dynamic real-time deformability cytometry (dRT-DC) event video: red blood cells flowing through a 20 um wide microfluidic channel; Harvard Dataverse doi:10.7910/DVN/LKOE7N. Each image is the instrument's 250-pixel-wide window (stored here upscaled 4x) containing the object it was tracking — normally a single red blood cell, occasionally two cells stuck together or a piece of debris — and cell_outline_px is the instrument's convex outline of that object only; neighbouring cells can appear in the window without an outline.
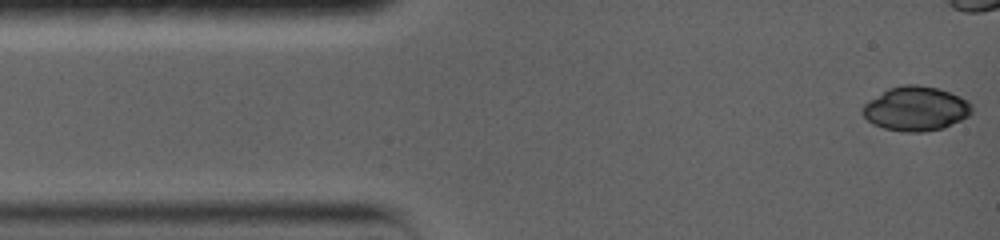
{"species": "common noctule bat (a hibernating species)", "species_latin": "Nyctalus noctula", "temperature_condition": "warm", "stored_images_in_passage": 9, "camera_frame_rate_fps": 5000, "um_per_image_px": 0.085, "animal": {"sex": "female", "body_mass_g": 19.0, "forearm_length_mm": 56.7}, "frame": {"image": 1, "passage_image": 1, "time_ms": 0.0, "image_size_px": [1000, 240], "cell_outline_px": [[972, 112], [968, 116], [944, 128], [924, 132], [904, 132], [884, 128], [868, 120], [864, 116], [864, 104], [884, 92], [892, 88], [908, 84], [912, 84], [936, 88], [948, 92], [964, 100], [972, 108]], "centroid_in_image_um": [77.86, 9.27], "position_along_channel_um": 7.1, "area_um2": 27.28}}